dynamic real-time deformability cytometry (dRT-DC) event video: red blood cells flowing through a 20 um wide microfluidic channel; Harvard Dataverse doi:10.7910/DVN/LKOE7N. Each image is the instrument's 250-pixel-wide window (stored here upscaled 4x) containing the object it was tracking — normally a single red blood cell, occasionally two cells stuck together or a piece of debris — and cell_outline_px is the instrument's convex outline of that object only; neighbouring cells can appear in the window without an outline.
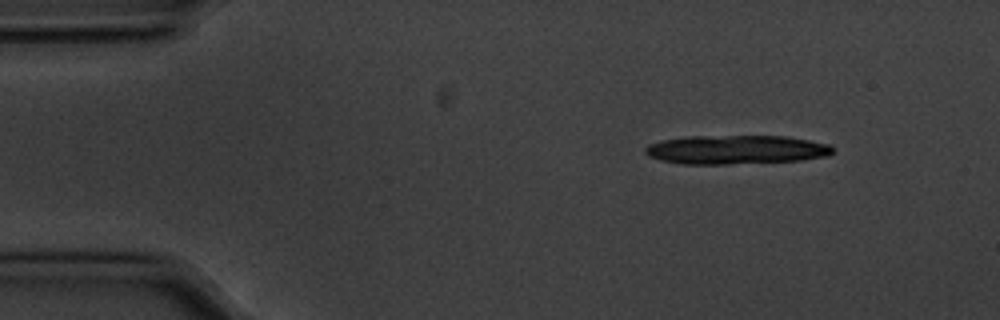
{"species": "common noctule bat (a hibernating species)", "species_latin": "Nyctalus noctula", "temperature_condition": "cold", "stored_images_in_passage": 9, "camera_frame_rate_fps": 3000, "um_per_image_px": 0.085, "animal": {"sex": "male", "body_mass_g": 20.1, "forearm_length_mm": 53.5}, "frame": {"image": 1, "passage_image": 1, "time_ms": 0.0, "image_size_px": [1000, 320], "cell_outline_px": [[832, 152], [828, 156], [800, 160], [728, 164], [680, 164], [660, 160], [648, 156], [644, 152], [644, 148], [648, 144], [664, 140], [688, 136], [784, 136], [832, 144]], "centroid_in_image_um": [62.54, 12.72], "position_along_channel_um": 22.5, "area_um2": 31.67}}